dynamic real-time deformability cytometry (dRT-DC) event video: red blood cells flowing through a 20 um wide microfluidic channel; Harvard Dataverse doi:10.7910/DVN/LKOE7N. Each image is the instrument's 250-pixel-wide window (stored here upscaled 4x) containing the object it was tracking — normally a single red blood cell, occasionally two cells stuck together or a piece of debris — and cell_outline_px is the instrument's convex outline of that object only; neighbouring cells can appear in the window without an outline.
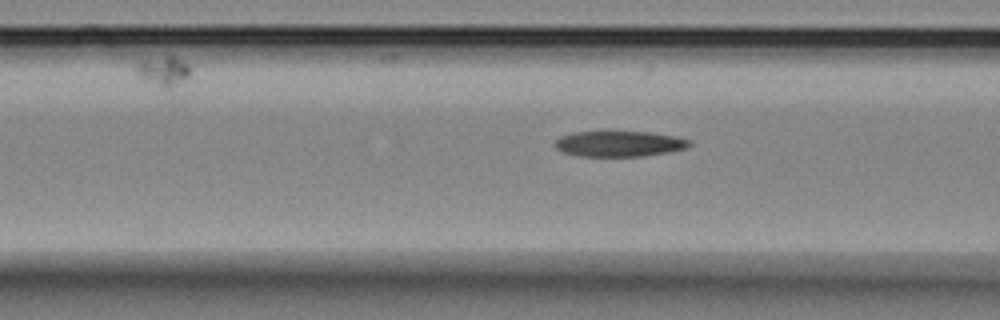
{"species": "Egyptian fruit bat (a non-hibernating species)", "species_latin": "Rousettus aegyptiacus", "temperature_condition": "room temperature", "stored_images_in_passage": 6, "segment_of_instrument_passage": [2, 2], "camera_frame_rate_fps": 3000, "um_per_image_px": 0.085, "animal": {"sex": "female"}, "frame": {"image": 1, "passage_image": 6, "time_ms": 6.0, "image_size_px": [1000, 320], "cell_outline_px": [[692, 144], [688, 148], [668, 152], [640, 156], [576, 156], [564, 152], [556, 148], [552, 144], [560, 136], [572, 132], [648, 132], [676, 136], [692, 140]], "centroid_in_image_um": [52.64, 12.22], "position_along_channel_um": 114.0, "area_um2": 20.17}}